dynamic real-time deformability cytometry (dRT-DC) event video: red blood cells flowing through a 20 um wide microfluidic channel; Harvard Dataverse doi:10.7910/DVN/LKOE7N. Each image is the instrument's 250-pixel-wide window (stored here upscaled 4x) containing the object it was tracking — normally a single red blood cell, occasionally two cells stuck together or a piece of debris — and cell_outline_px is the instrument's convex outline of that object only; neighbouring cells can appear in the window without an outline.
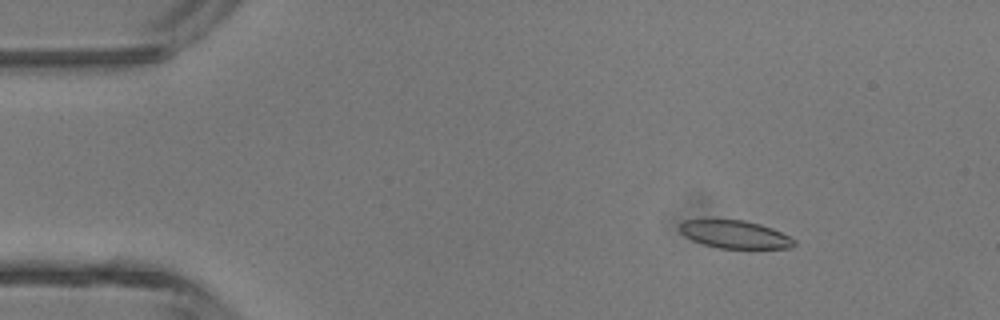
{"species": "common noctule bat (a hibernating species)", "species_latin": "Nyctalus noctula", "temperature_condition": "room temperature", "stored_images_in_passage": 3, "camera_frame_rate_fps": 3000, "um_per_image_px": 0.085, "animal": {"sex": "male", "body_mass_g": 13.3}, "frame": {"image": 1, "passage_image": 2, "time_ms": 0.333, "image_size_px": [1000, 320], "cell_outline_px": [[796, 244], [788, 248], [720, 248], [704, 244], [692, 240], [684, 236], [680, 232], [680, 224], [684, 220], [744, 220], [760, 224], [772, 228], [796, 240]], "centroid_in_image_um": [62.46, 19.92], "position_along_channel_um": 22.5, "area_um2": 18.38}}